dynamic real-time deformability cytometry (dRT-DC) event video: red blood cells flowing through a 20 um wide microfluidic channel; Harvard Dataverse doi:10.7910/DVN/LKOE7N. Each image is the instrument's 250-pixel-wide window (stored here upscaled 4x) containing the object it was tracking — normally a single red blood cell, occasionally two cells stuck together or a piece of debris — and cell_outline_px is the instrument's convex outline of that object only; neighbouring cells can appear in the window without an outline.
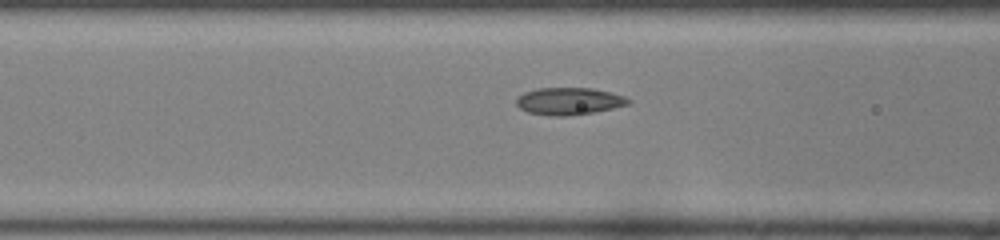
{"species": "common noctule bat (a hibernating species)", "species_latin": "Nyctalus noctula", "temperature_condition": "room temperature", "stored_images_in_passage": 19, "camera_frame_rate_fps": 3000, "um_per_image_px": 0.085, "animal": {"sex": "female", "body_mass_g": 22.0, "forearm_length_mm": 56.7}, "frame": {"image": 1, "passage_image": 11, "time_ms": 3.333, "image_size_px": [1000, 240], "cell_outline_px": [[632, 104], [592, 112], [564, 116], [552, 116], [528, 112], [520, 108], [516, 104], [516, 96], [524, 92], [536, 88], [592, 88], [612, 92], [624, 96], [632, 100]], "centroid_in_image_um": [48.37, 8.59], "position_along_channel_um": 118.2, "area_um2": 17.86}}
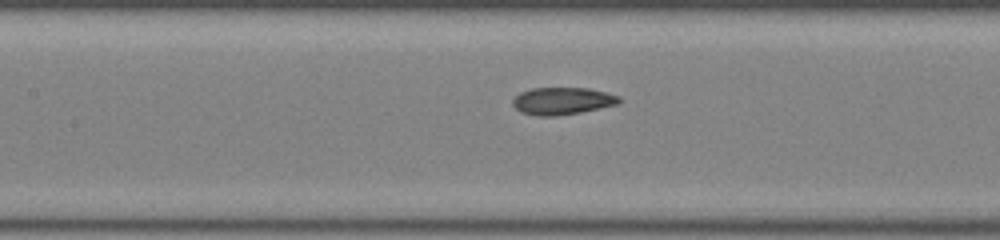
{"frame": {"image": 2, "passage_image": 14, "time_ms": 4.333, "image_size_px": [1000, 240], "cell_outline_px": [[620, 104], [580, 112], [556, 116], [536, 116], [520, 112], [512, 104], [512, 100], [520, 92], [532, 88], [588, 88], [620, 96]], "centroid_in_image_um": [47.78, 8.58], "position_along_channel_um": 159.6, "area_um2": 16.94}}